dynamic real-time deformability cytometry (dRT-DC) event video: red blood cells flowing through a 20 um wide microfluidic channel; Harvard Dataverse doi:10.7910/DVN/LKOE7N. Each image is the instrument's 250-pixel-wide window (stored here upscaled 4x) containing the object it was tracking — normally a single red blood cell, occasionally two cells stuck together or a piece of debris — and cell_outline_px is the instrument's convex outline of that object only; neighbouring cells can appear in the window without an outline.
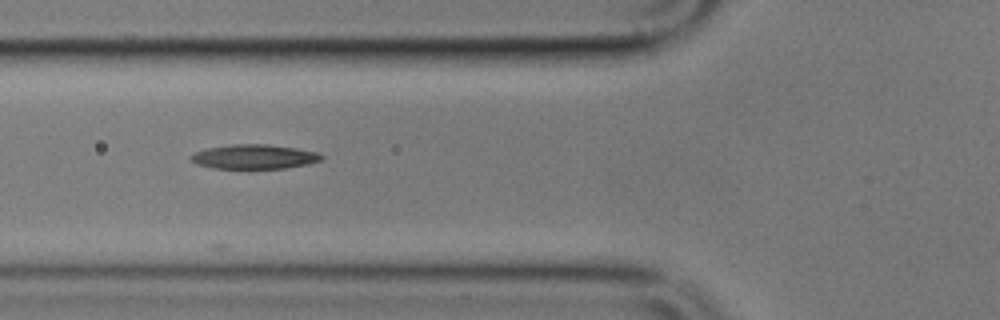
{"species": "common noctule bat (a hibernating species)", "species_latin": "Nyctalus noctula", "temperature_condition": "cold", "stored_images_in_passage": 7, "camera_frame_rate_fps": 3000, "um_per_image_px": 0.085, "animal": {"sex": "male", "body_mass_g": 17.9}, "frame": {"image": 1, "passage_image": 6, "time_ms": 5.667, "image_size_px": [1000, 320], "cell_outline_px": [[324, 156], [320, 160], [308, 164], [288, 168], [212, 168], [196, 164], [188, 156], [196, 152], [208, 148], [232, 144], [268, 144], [296, 148], [316, 152]], "centroid_in_image_um": [21.6, 13.32], "position_along_channel_um": 104.2, "area_um2": 18.5}}